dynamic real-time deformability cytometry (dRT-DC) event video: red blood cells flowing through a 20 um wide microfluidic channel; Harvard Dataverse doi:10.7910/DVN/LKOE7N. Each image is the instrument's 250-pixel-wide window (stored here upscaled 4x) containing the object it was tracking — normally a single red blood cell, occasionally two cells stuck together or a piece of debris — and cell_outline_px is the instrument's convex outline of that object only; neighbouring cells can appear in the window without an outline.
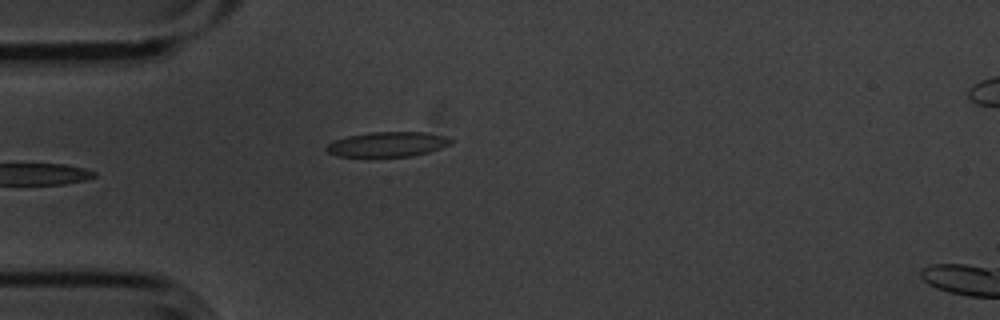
{"species": "common noctule bat (a hibernating species)", "species_latin": "Nyctalus noctula", "temperature_condition": "cold", "stored_images_in_passage": 6, "segment_of_instrument_passage": [1, 2], "camera_frame_rate_fps": 3000, "um_per_image_px": 0.085, "animal": {"sex": "male", "body_mass_g": 20.1, "forearm_length_mm": 53.5}, "frame": {"image": 1, "passage_image": 5, "time_ms": 1.333, "image_size_px": [1000, 320], "cell_outline_px": [[452, 144], [428, 152], [412, 156], [336, 156], [328, 152], [324, 148], [332, 140], [348, 136], [372, 132], [424, 132], [444, 136], [452, 140]], "centroid_in_image_um": [32.91, 12.26], "position_along_channel_um": 52.1, "area_um2": 17.92}}